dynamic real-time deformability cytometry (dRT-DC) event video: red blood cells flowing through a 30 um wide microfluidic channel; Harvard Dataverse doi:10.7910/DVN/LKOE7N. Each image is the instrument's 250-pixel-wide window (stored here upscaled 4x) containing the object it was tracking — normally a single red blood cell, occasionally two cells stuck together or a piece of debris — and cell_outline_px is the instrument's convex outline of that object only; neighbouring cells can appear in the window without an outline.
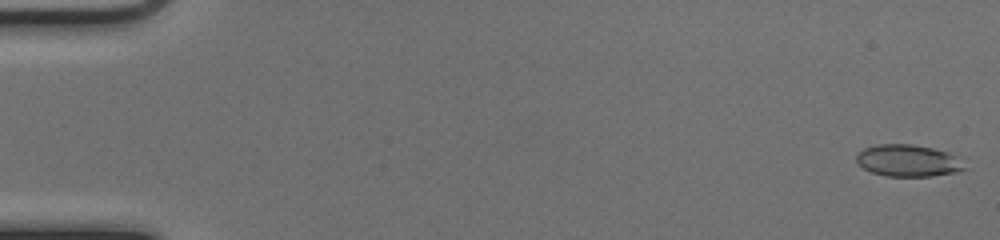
{"species": "common noctule bat (a hibernating species)", "species_latin": "Nyctalus noctula", "temperature_condition": "cold", "stored_images_in_passage": 52, "camera_frame_rate_fps": 3000, "um_per_image_px": 0.085, "animal": {"sex": "female", "body_mass_g": 17.0, "forearm_length_mm": 48.0}, "frame": {"image": 1, "passage_image": 1, "time_ms": 0.0, "image_size_px": [1000, 240], "cell_outline_px": [[968, 168], [956, 172], [932, 176], [884, 176], [872, 172], [864, 168], [856, 160], [856, 156], [864, 148], [876, 144], [912, 144], [932, 148], [948, 152]], "centroid_in_image_um": [77.17, 13.65], "position_along_channel_um": 7.8, "area_um2": 19.88}}
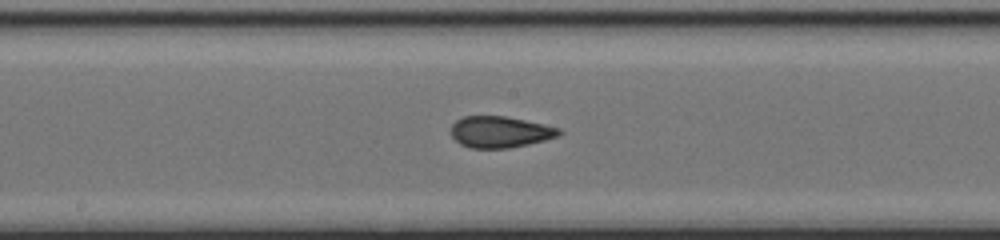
{"frame": {"image": 2, "passage_image": 28, "time_ms": 9.0, "image_size_px": [1000, 240], "cell_outline_px": [[564, 132], [556, 136], [544, 140], [528, 144], [508, 148], [468, 148], [460, 144], [452, 136], [452, 124], [456, 120], [464, 116], [504, 116], [524, 120], [560, 128]], "centroid_in_image_um": [42.49, 11.22], "position_along_channel_um": 205.7, "area_um2": 19.59}}
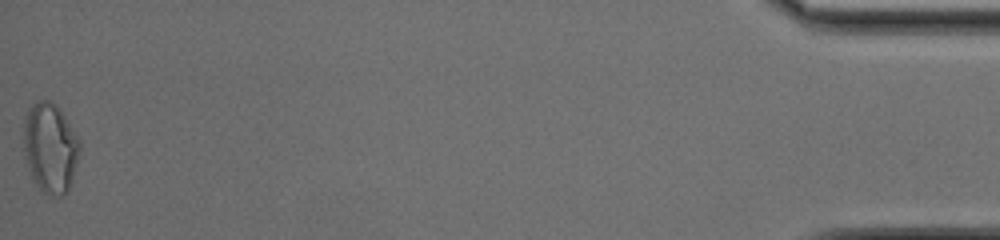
{"frame": {"image": 3, "passage_image": 52, "time_ms": 17.0, "image_size_px": [1000, 240], "cell_outline_px": [[80, 152], [68, 192], [64, 196], [48, 196], [32, 180], [28, 168], [24, 148], [24, 120], [28, 108], [32, 104], [40, 100], [52, 100], [56, 104], [80, 140]], "centroid_in_image_um": [4.27, 12.57], "position_along_channel_um": 430.9, "area_um2": 29.48}, "authors_computed_cell_mechanics": {"area_um2": 20.3456, "velocity_mm_per_s": 4.0268, "shape_relaxation_time_tau1_ms": null, "shape_relaxation_time_tau2_ms": 1.0892, "deformation_change_tau1": null, "deformation_change_tau2": 0.0658}}